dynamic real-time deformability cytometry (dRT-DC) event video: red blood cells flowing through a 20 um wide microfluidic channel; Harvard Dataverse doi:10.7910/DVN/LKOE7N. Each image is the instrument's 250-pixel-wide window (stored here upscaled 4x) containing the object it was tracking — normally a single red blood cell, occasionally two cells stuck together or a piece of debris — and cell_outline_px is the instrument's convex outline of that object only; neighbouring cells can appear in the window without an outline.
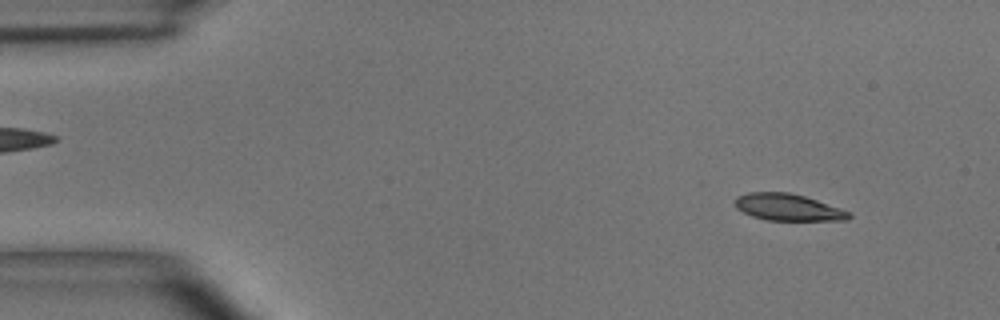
{"species": "common noctule bat (a hibernating species)", "species_latin": "Nyctalus noctula", "temperature_condition": "room temperature", "stored_images_in_passage": 48, "camera_frame_rate_fps": 3000, "um_per_image_px": 0.085, "animal": {"sex": "male", "body_mass_g": 15.6}, "frame": {"image": 1, "passage_image": 4, "time_ms": 1.0, "image_size_px": [1000, 320], "cell_outline_px": [[852, 216], [848, 220], [768, 220], [752, 216], [736, 208], [736, 196], [748, 192], [788, 192], [804, 196], [852, 212]], "centroid_in_image_um": [67.0, 17.62], "position_along_channel_um": 18.0, "area_um2": 17.69}}
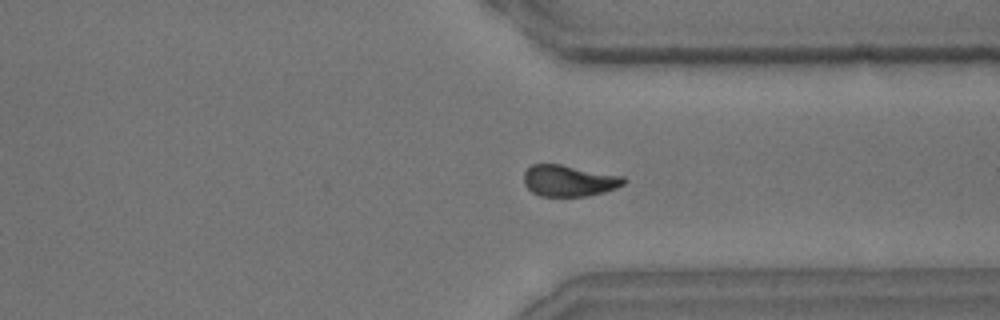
{"frame": {"image": 2, "passage_image": 36, "time_ms": 11.667, "image_size_px": [1000, 320], "cell_outline_px": [[628, 180], [624, 184], [616, 188], [604, 192], [588, 196], [540, 196], [532, 192], [524, 184], [524, 172], [532, 164], [560, 164], [624, 176]], "centroid_in_image_um": [48.38, 15.36], "position_along_channel_um": 363.0, "area_um2": 18.32}}
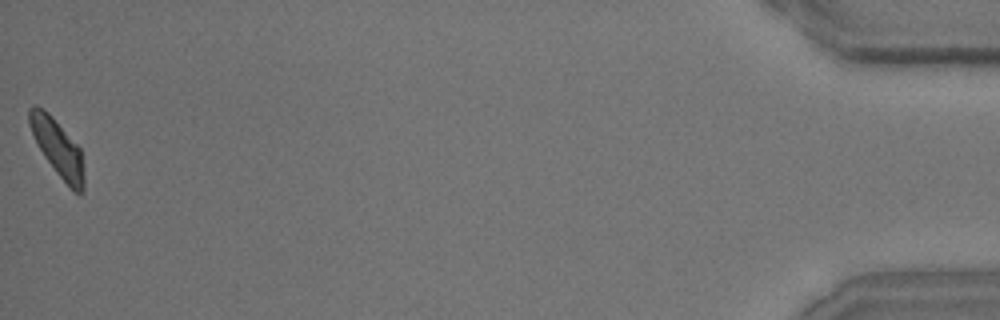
{"frame": {"image": 3, "passage_image": 48, "time_ms": 15.667, "image_size_px": [1000, 320], "cell_outline_px": [[84, 192], [72, 192], [56, 172], [44, 156], [28, 124], [28, 108], [36, 104], [44, 108], [52, 116], [80, 148], [84, 172]], "centroid_in_image_um": [4.9, 12.56], "position_along_channel_um": 430.3, "area_um2": 18.03}, "authors_computed_cell_mechanics": {"area_um2": 18.5249, "velocity_mm_per_s": 4.0571, "shape_relaxation_time_tau1_ms": 3.4104, "shape_relaxation_time_tau2_ms": 3.056, "deformation_change_tau1": 0.1251, "deformation_change_tau2": 0.0846}}